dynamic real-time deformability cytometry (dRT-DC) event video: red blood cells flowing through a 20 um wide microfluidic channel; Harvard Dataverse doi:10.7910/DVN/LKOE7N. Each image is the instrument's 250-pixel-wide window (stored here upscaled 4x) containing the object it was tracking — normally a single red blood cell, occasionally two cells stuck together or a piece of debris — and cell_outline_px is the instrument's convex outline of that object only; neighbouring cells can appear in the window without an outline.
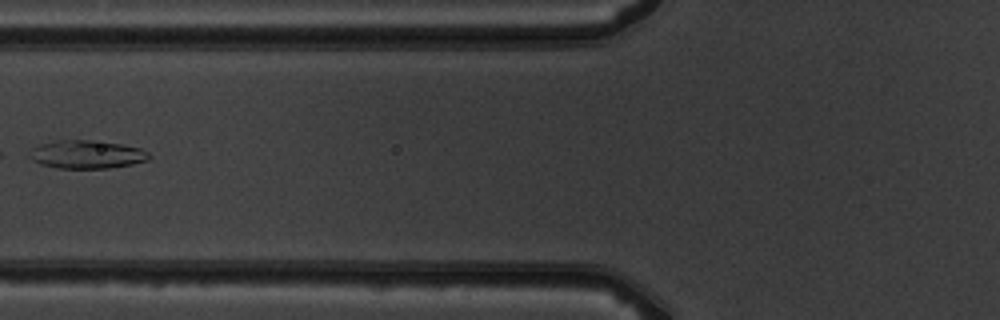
{"species": "common noctule bat (a hibernating species)", "species_latin": "Nyctalus noctula", "temperature_condition": "warm", "stored_images_in_passage": 8, "camera_frame_rate_fps": 3000, "um_per_image_px": 0.085, "animal": {"sex": "male", "body_mass_g": 19.5, "forearm_length_mm": 54.6}, "frame": {"image": 1, "passage_image": 7, "time_ms": 7.0, "image_size_px": [1000, 320], "cell_outline_px": [[152, 156], [148, 160], [132, 164], [108, 168], [60, 168], [40, 164], [32, 160], [28, 156], [28, 152], [32, 148], [40, 144], [56, 140], [92, 140], [120, 144], [140, 148], [148, 152]], "centroid_in_image_um": [7.35, 13.12], "position_along_channel_um": 118.4, "area_um2": 19.71}}
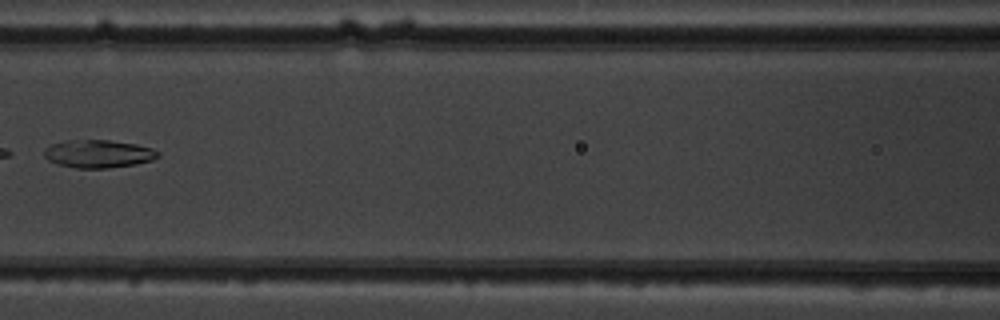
{"frame": {"image": 2, "passage_image": 8, "time_ms": 8.0, "image_size_px": [1000, 320], "cell_outline_px": [[160, 156], [152, 160], [136, 164], [108, 168], [76, 168], [56, 164], [48, 160], [44, 156], [44, 148], [52, 144], [64, 140], [108, 140], [136, 144], [152, 148], [160, 152]], "centroid_in_image_um": [8.35, 13.07], "position_along_channel_um": 158.2, "area_um2": 18.67}}